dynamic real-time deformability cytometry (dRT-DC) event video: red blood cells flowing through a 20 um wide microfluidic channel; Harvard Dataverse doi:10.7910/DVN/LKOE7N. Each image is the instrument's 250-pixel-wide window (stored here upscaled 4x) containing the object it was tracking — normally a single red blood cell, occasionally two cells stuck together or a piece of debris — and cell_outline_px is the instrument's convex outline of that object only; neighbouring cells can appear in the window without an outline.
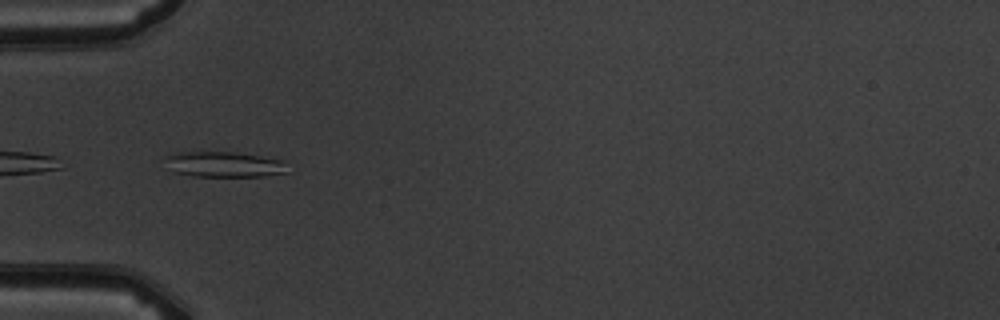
{"species": "common noctule bat (a hibernating species)", "species_latin": "Nyctalus noctula", "temperature_condition": "warm", "stored_images_in_passage": 8, "camera_frame_rate_fps": 3000, "um_per_image_px": 0.085, "animal": {"sex": "male", "body_mass_g": 19.5, "forearm_length_mm": 54.6}, "frame": {"image": 1, "passage_image": 5, "time_ms": 5.667, "image_size_px": [1000, 320], "cell_outline_px": [[288, 172], [264, 176], [192, 176], [176, 172], [164, 156], [176, 152], [232, 152], [260, 156], [284, 160]], "centroid_in_image_um": [19.1, 13.97], "position_along_channel_um": 65.9, "area_um2": 17.86}}
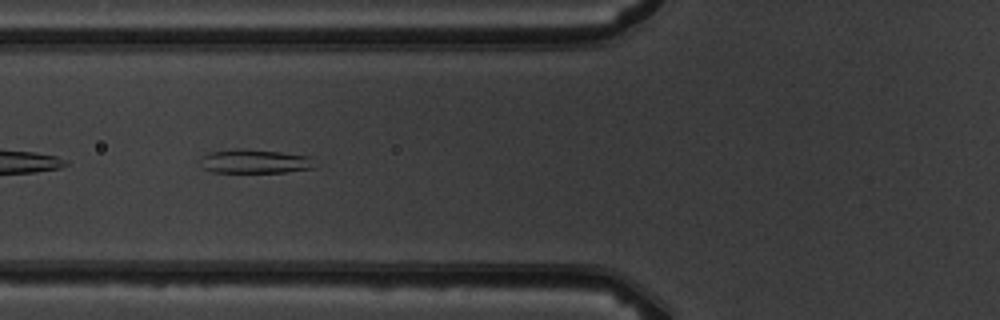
{"frame": {"image": 2, "passage_image": 6, "time_ms": 6.667, "image_size_px": [1000, 320], "cell_outline_px": [[316, 168], [284, 172], [212, 172], [204, 168], [196, 160], [208, 152], [232, 148], [240, 148], [280, 152], [308, 156]], "centroid_in_image_um": [21.56, 13.71], "position_along_channel_um": 104.2, "area_um2": 16.13}}
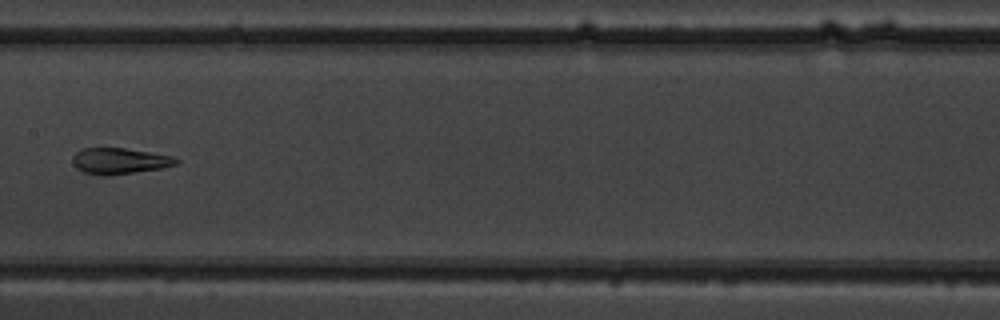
{"frame": {"image": 3, "passage_image": 8, "time_ms": 9.0, "image_size_px": [1000, 320], "cell_outline_px": [[180, 160], [176, 164], [160, 168], [108, 176], [100, 176], [84, 172], [76, 168], [72, 164], [72, 156], [80, 148], [124, 148], [172, 156]], "centroid_in_image_um": [10.09, 13.68], "position_along_channel_um": 197.3, "area_um2": 15.72}}